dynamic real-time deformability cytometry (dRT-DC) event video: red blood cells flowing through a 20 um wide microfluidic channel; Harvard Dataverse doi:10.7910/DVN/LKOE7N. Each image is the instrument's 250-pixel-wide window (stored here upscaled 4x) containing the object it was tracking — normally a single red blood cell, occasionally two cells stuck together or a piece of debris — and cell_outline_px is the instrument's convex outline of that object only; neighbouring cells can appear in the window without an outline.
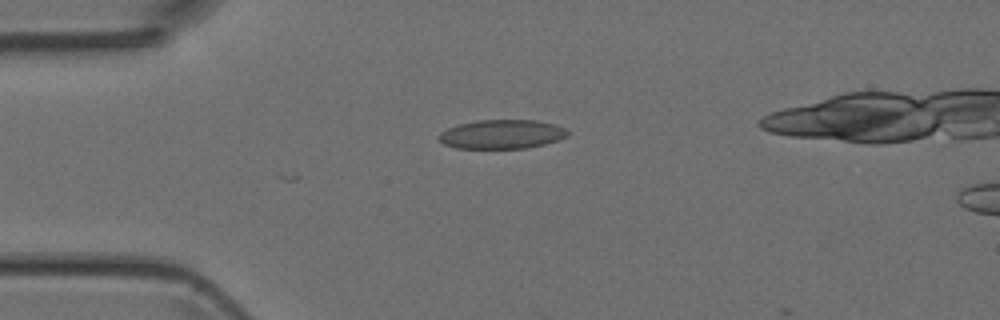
{"species": "Egyptian fruit bat (a non-hibernating species)", "species_latin": "Rousettus aegyptiacus", "temperature_condition": "room temperature", "stored_images_in_passage": 38, "camera_frame_rate_fps": 3000, "um_per_image_px": 0.085, "animal": {"sex": "female"}, "frame": {"image": 1, "passage_image": 12, "time_ms": 3.667, "image_size_px": [1000, 320], "cell_outline_px": [[568, 136], [544, 144], [528, 148], [456, 148], [444, 144], [436, 136], [440, 132], [448, 128], [460, 124], [476, 120], [536, 120], [556, 124], [564, 128], [568, 132]], "centroid_in_image_um": [42.64, 11.4], "position_along_channel_um": 42.4, "area_um2": 21.79}}
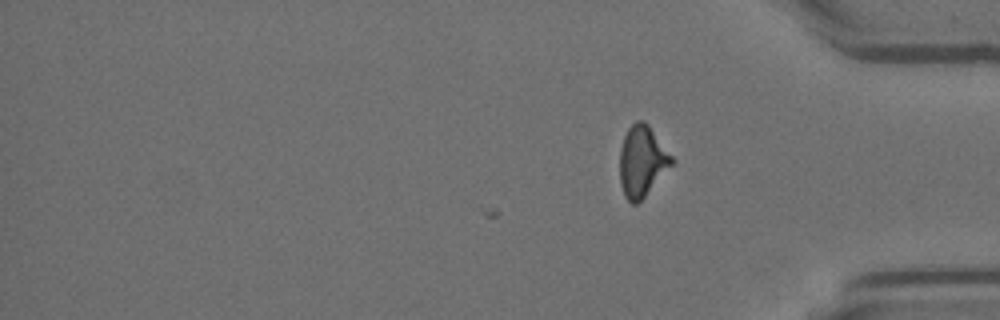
{"frame": {"image": 2, "passage_image": 38, "time_ms": 12.333, "image_size_px": [1000, 320], "cell_outline_px": [[676, 160], [644, 196], [636, 204], [632, 204], [624, 196], [620, 184], [620, 148], [624, 136], [628, 128], [636, 120], [644, 120], [648, 124]], "centroid_in_image_um": [54.57, 13.68], "position_along_channel_um": 380.6, "area_um2": 21.39}}